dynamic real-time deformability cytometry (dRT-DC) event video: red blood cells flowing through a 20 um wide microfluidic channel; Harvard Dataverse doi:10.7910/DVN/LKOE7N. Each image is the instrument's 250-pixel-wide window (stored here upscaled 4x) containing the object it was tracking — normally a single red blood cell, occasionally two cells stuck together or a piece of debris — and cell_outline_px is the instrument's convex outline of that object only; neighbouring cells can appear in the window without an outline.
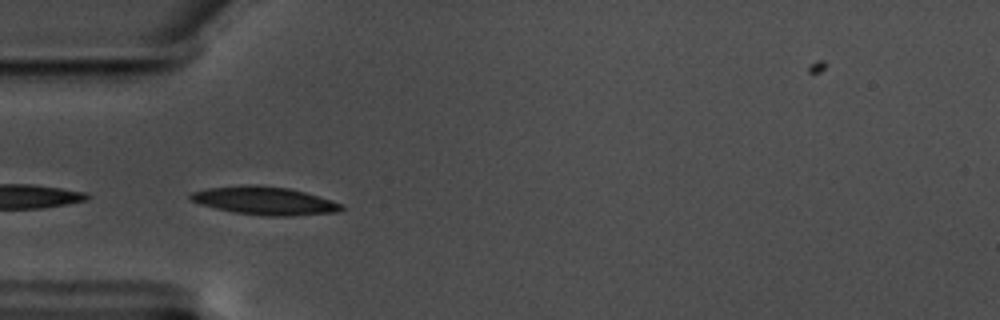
{"species": "common noctule bat (a hibernating species)", "species_latin": "Nyctalus noctula", "temperature_condition": "warm", "stored_images_in_passage": 10, "camera_frame_rate_fps": 3000, "um_per_image_px": 0.085, "animal": {"sex": "male", "body_mass_g": 17.5, "forearm_length_mm": 52.3}, "frame": {"image": 1, "passage_image": 1, "time_ms": 0.0, "image_size_px": [1000, 320], "cell_outline_px": [[344, 208], [336, 212], [292, 216], [268, 216], [232, 212], [200, 204], [188, 200], [188, 196], [192, 192], [208, 188], [244, 184], [256, 184], [288, 188], [304, 192], [332, 200], [344, 204]], "centroid_in_image_um": [22.47, 17.06], "position_along_channel_um": 62.5, "area_um2": 24.85}}